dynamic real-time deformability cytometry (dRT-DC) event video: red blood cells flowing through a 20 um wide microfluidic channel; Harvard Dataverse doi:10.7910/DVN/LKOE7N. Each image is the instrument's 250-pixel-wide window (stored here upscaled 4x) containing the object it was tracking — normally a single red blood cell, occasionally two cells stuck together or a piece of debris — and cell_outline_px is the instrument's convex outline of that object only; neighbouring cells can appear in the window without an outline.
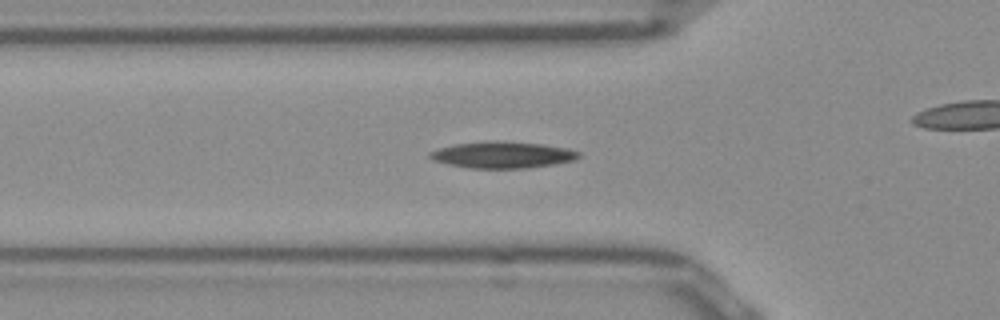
{"species": "Egyptian fruit bat (a non-hibernating species)", "species_latin": "Rousettus aegyptiacus", "temperature_condition": "room temperature", "stored_images_in_passage": 44, "camera_frame_rate_fps": 3000, "um_per_image_px": 0.085, "frame": {"image": 1, "passage_image": 15, "time_ms": 4.667, "image_size_px": [1000, 320], "cell_outline_px": [[580, 156], [572, 160], [552, 164], [524, 168], [468, 168], [448, 164], [436, 160], [428, 156], [428, 152], [440, 148], [456, 144], [544, 144], [568, 148], [580, 152]], "centroid_in_image_um": [42.74, 13.21], "position_along_channel_um": 83.1, "area_um2": 21.5}}
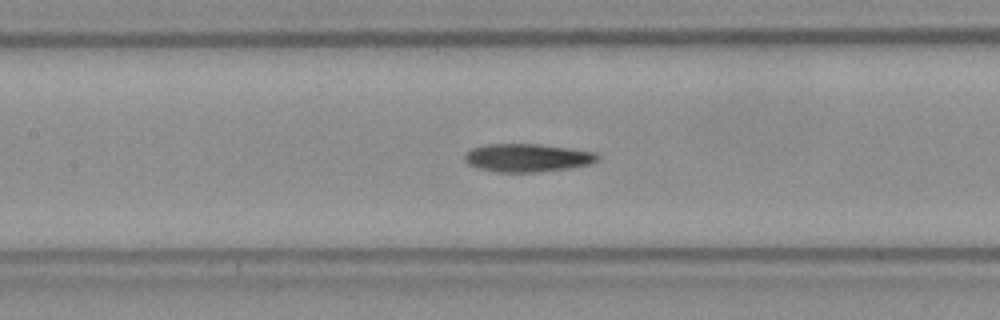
{"frame": {"image": 2, "passage_image": 21, "time_ms": 6.667, "image_size_px": [1000, 320], "cell_outline_px": [[600, 156], [596, 160], [588, 164], [568, 168], [536, 172], [496, 172], [480, 168], [468, 164], [464, 160], [464, 156], [472, 148], [488, 144], [536, 144], [568, 148], [596, 152]], "centroid_in_image_um": [44.81, 13.41], "position_along_channel_um": 162.6, "area_um2": 21.5}}
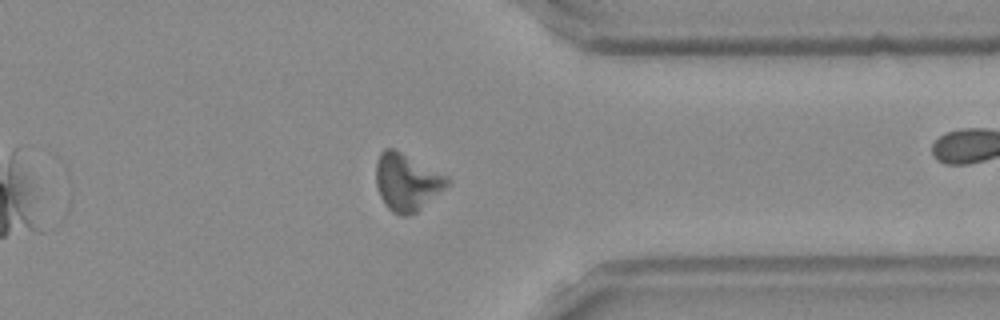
{"frame": {"image": 3, "passage_image": 38, "time_ms": 12.333, "image_size_px": [1000, 320], "cell_outline_px": [[448, 184], [444, 188], [416, 212], [408, 216], [400, 216], [392, 212], [384, 204], [380, 196], [376, 184], [376, 164], [380, 152], [384, 148], [392, 148], [400, 152], [444, 176], [448, 180]], "centroid_in_image_um": [34.5, 15.51], "position_along_channel_um": 376.9, "area_um2": 22.95}, "authors_computed_cell_mechanics": {"area_um2": 21.7328, "velocity_mm_per_s": 3.9208, "shape_relaxation_time_tau1_ms": 4.9745, "shape_relaxation_time_tau2_ms": null, "deformation_change_tau1": 0.1394, "deformation_change_tau2": null}}